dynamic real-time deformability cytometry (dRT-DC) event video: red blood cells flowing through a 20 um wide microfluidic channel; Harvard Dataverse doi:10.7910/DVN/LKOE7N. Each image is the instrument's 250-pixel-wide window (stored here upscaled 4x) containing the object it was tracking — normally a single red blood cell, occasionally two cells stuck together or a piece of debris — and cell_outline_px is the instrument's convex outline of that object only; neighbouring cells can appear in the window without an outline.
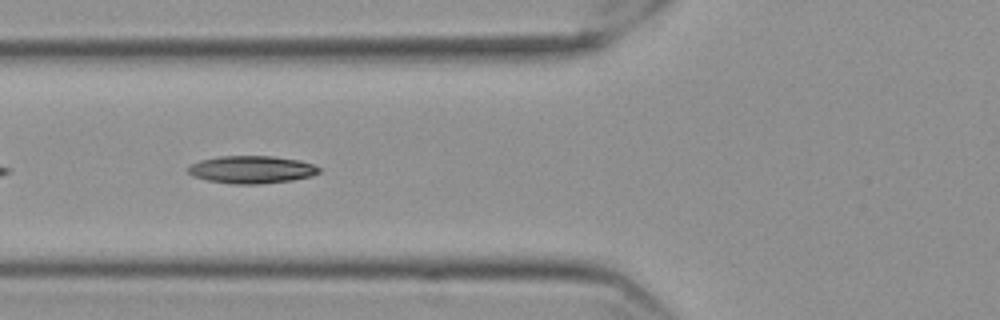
{"species": "Egyptian fruit bat (a non-hibernating species)", "species_latin": "Rousettus aegyptiacus", "temperature_condition": "cold", "stored_images_in_passage": 40, "camera_frame_rate_fps": 3000, "um_per_image_px": 0.085, "frame": {"image": 1, "passage_image": 5, "time_ms": 1.333, "image_size_px": [1000, 320], "cell_outline_px": [[320, 172], [312, 176], [292, 180], [260, 184], [232, 184], [208, 180], [192, 176], [188, 172], [188, 168], [192, 164], [200, 160], [220, 156], [272, 156], [300, 160], [312, 164], [320, 168]], "centroid_in_image_um": [21.4, 14.41], "position_along_channel_um": 104.4, "area_um2": 21.04}}
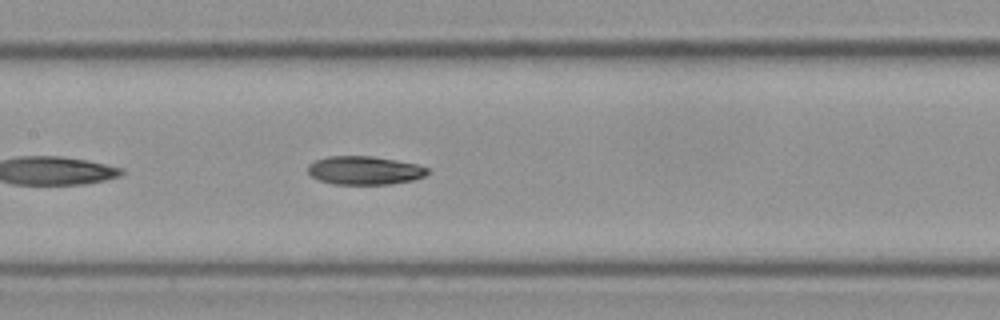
{"frame": {"image": 2, "passage_image": 11, "time_ms": 3.333, "image_size_px": [1000, 320], "cell_outline_px": [[428, 172], [424, 176], [412, 180], [392, 184], [332, 184], [320, 180], [312, 176], [308, 172], [308, 164], [316, 160], [328, 156], [372, 156], [396, 160], [416, 164], [428, 168]], "centroid_in_image_um": [30.97, 14.48], "position_along_channel_um": 176.4, "area_um2": 19.77}}
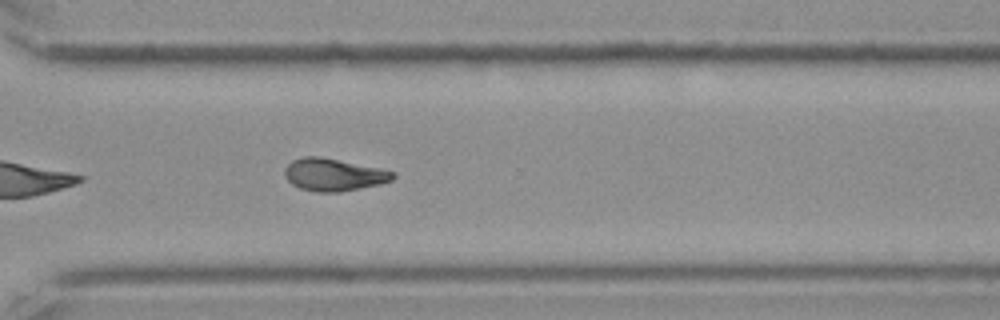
{"frame": {"image": 3, "passage_image": 25, "time_ms": 8.0, "image_size_px": [1000, 320], "cell_outline_px": [[396, 176], [392, 180], [380, 184], [340, 192], [316, 192], [300, 188], [292, 184], [284, 176], [284, 168], [292, 160], [304, 156], [320, 156], [380, 168], [396, 172]], "centroid_in_image_um": [28.36, 14.84], "position_along_channel_um": 342.2, "area_um2": 20.58}, "authors_computed_cell_mechanics": {"area_um2": 20.0566, "velocity_mm_per_s": 3.5665, "shape_relaxation_time_tau1_ms": 6.4854, "shape_relaxation_time_tau2_ms": 5.2493, "deformation_change_tau1": 0.1823, "deformation_change_tau2": 0.1118}}